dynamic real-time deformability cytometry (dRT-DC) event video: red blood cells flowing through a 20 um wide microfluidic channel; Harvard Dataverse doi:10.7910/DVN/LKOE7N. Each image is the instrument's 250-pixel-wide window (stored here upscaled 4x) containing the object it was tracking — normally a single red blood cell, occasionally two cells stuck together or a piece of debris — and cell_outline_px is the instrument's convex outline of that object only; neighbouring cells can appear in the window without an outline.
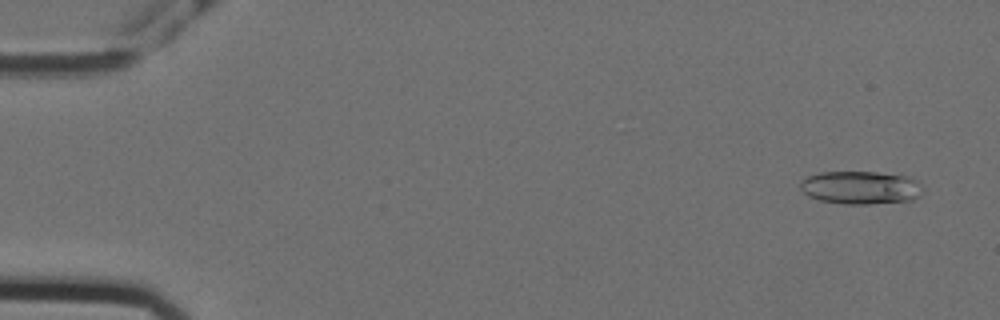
{"species": "Egyptian fruit bat (a non-hibernating species)", "species_latin": "Rousettus aegyptiacus", "temperature_condition": "cold", "stored_images_in_passage": 56, "camera_frame_rate_fps": 3000, "um_per_image_px": 0.085, "animal": {"sex": "female"}, "frame": {"image": 1, "passage_image": 3, "time_ms": 0.667, "image_size_px": [1000, 320], "cell_outline_px": [[924, 188], [920, 196], [912, 200], [868, 204], [844, 204], [820, 200], [808, 196], [800, 188], [800, 184], [808, 176], [820, 172], [876, 172], [908, 176], [916, 180]], "centroid_in_image_um": [73.19, 15.94], "position_along_channel_um": 11.8, "area_um2": 23.64}}
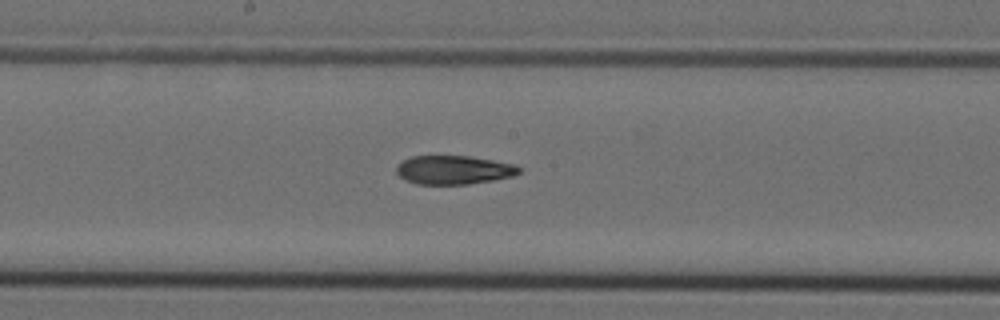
{"frame": {"image": 2, "passage_image": 30, "time_ms": 9.667, "image_size_px": [1000, 320], "cell_outline_px": [[520, 172], [512, 176], [492, 180], [468, 184], [416, 184], [404, 180], [396, 172], [396, 164], [412, 156], [468, 156], [516, 164], [520, 168]], "centroid_in_image_um": [38.53, 14.44], "position_along_channel_um": 209.7, "area_um2": 20.52}}
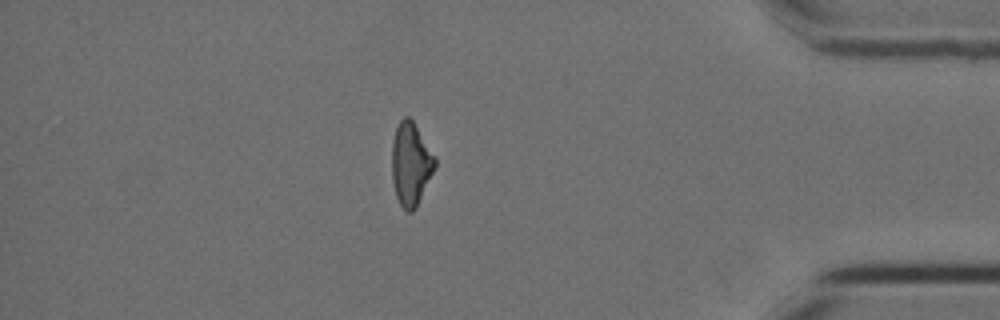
{"frame": {"image": 3, "passage_image": 49, "time_ms": 16.0, "image_size_px": [1000, 320], "cell_outline_px": [[436, 168], [416, 208], [412, 212], [408, 212], [400, 204], [396, 196], [392, 180], [392, 140], [396, 128], [400, 120], [404, 116], [408, 116], [412, 120], [436, 160]], "centroid_in_image_um": [34.91, 13.97], "position_along_channel_um": 400.3, "area_um2": 20.69}, "authors_computed_cell_mechanics": {"area_um2": 21.5016, "velocity_mm_per_s": 3.5717, "shape_relaxation_time_tau1_ms": null, "shape_relaxation_time_tau2_ms": 3.1757, "deformation_change_tau1": null, "deformation_change_tau2": 0.1129}}